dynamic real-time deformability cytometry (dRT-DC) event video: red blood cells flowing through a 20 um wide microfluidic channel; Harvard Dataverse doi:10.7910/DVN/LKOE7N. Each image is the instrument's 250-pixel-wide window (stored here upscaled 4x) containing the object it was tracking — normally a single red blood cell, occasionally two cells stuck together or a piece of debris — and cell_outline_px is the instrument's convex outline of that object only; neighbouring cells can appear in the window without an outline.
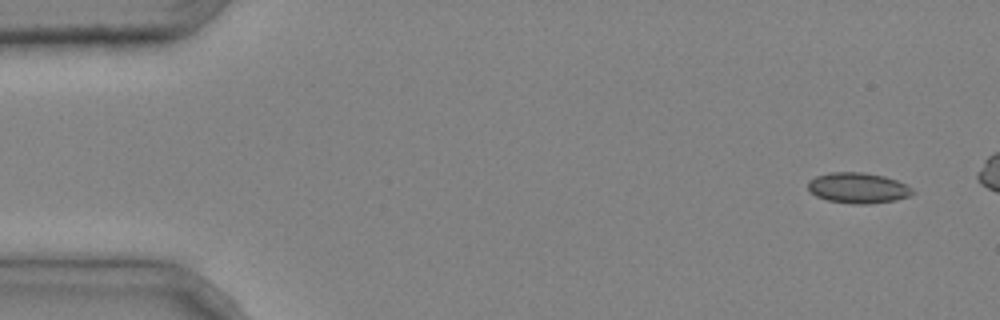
{"species": "common noctule bat (a hibernating species)", "species_latin": "Nyctalus noctula", "temperature_condition": "cold", "stored_images_in_passage": 5, "camera_frame_rate_fps": 3000, "um_per_image_px": 0.085, "animal": {"sex": "male", "body_mass_g": 20.4}, "frame": {"image": 1, "passage_image": 1, "time_ms": 0.0, "image_size_px": [1000, 320], "cell_outline_px": [[916, 192], [912, 196], [896, 200], [868, 204], [852, 204], [828, 200], [816, 196], [808, 188], [808, 180], [816, 176], [828, 172], [860, 172], [884, 176], [896, 180], [912, 188]], "centroid_in_image_um": [72.95, 15.98], "position_along_channel_um": 12.1, "area_um2": 18.73}}